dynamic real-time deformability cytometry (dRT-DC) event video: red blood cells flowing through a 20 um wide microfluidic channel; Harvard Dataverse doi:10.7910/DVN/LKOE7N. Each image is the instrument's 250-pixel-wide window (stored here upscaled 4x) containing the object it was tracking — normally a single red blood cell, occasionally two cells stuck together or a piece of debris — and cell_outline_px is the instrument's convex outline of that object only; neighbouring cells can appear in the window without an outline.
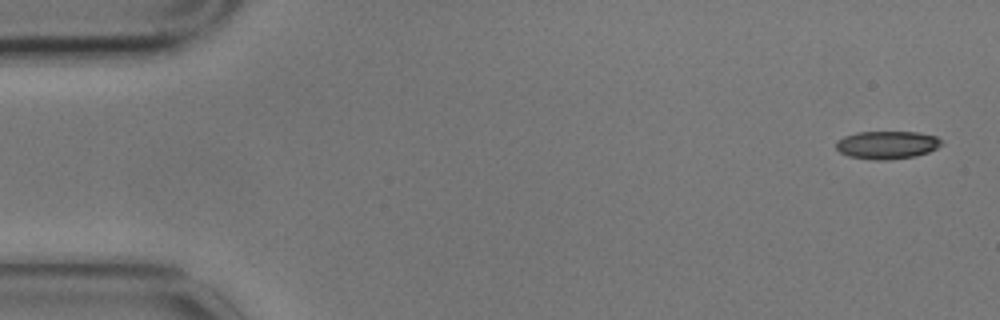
{"species": "common noctule bat (a hibernating species)", "species_latin": "Nyctalus noctula", "temperature_condition": "cold", "stored_images_in_passage": 5, "camera_frame_rate_fps": 3000, "um_per_image_px": 0.085, "animal": {"sex": "male", "body_mass_g": 17.9}, "frame": {"image": 1, "passage_image": 1, "time_ms": 0.0, "image_size_px": [1000, 320], "cell_outline_px": [[944, 144], [928, 152], [916, 156], [888, 160], [876, 160], [848, 156], [840, 152], [836, 148], [836, 140], [844, 136], [856, 132], [916, 132], [936, 136]], "centroid_in_image_um": [75.38, 12.32], "position_along_channel_um": 9.6, "area_um2": 17.22}}
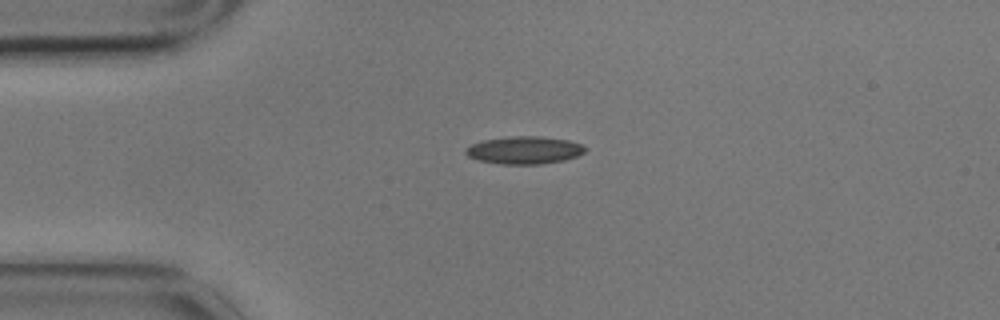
{"frame": {"image": 2, "passage_image": 4, "time_ms": 1.0, "image_size_px": [1000, 320], "cell_outline_px": [[588, 148], [584, 152], [576, 156], [564, 160], [540, 164], [500, 164], [480, 160], [468, 156], [464, 152], [464, 148], [472, 144], [484, 140], [508, 136], [540, 136], [568, 140], [580, 144]], "centroid_in_image_um": [44.56, 12.76], "position_along_channel_um": 40.4, "area_um2": 19.19}}